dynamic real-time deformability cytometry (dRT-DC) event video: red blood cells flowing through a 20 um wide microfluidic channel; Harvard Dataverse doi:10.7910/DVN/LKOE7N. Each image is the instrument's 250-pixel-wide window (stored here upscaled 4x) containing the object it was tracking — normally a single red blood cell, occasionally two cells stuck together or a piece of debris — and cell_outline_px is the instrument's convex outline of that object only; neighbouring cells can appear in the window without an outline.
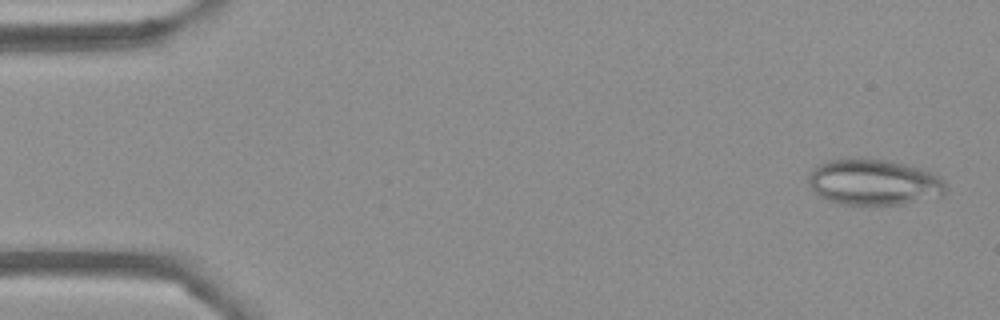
{"species": "Egyptian fruit bat (a non-hibernating species)", "species_latin": "Rousettus aegyptiacus", "temperature_condition": "cold", "stored_images_in_passage": 54, "camera_frame_rate_fps": 3000, "um_per_image_px": 0.085, "frame": {"image": 1, "passage_image": 2, "time_ms": 0.333, "image_size_px": [1000, 320], "cell_outline_px": [[948, 188], [944, 196], [900, 204], [840, 204], [816, 196], [808, 180], [808, 176], [816, 164], [828, 160], [860, 156], [864, 156], [888, 160], [924, 168], [940, 176], [944, 180]], "centroid_in_image_um": [74.29, 15.45], "position_along_channel_um": 10.7, "area_um2": 37.8}}
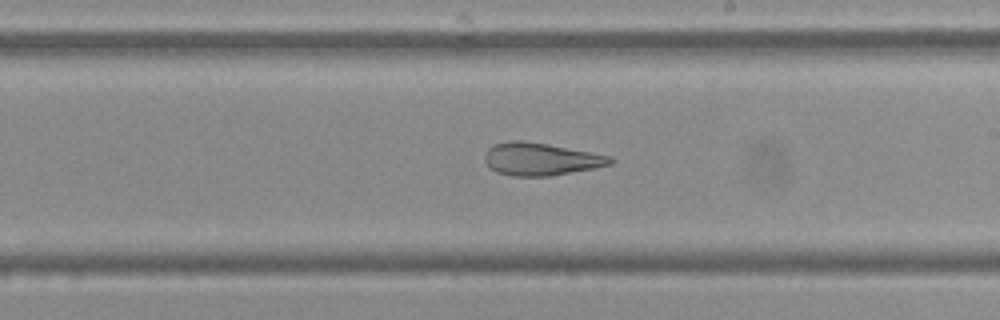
{"frame": {"image": 2, "passage_image": 31, "time_ms": 10.0, "image_size_px": [1000, 320], "cell_outline_px": [[616, 160], [612, 164], [592, 168], [548, 176], [512, 176], [496, 172], [484, 160], [484, 152], [488, 148], [496, 144], [512, 140], [520, 140], [548, 144], [612, 156]], "centroid_in_image_um": [45.96, 13.52], "position_along_channel_um": 243.0, "area_um2": 23.7}}
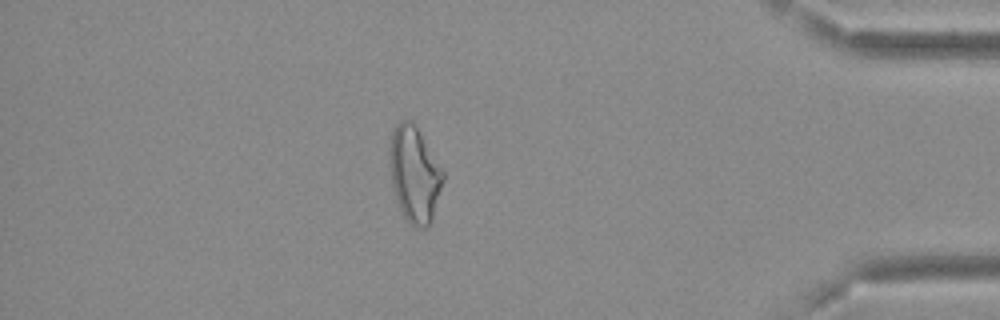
{"frame": {"image": 3, "passage_image": 47, "time_ms": 15.333, "image_size_px": [1000, 320], "cell_outline_px": [[444, 180], [432, 220], [424, 228], [416, 228], [408, 224], [400, 212], [392, 188], [388, 164], [388, 152], [392, 132], [396, 124], [400, 120], [412, 120], [444, 172]], "centroid_in_image_um": [35.19, 14.85], "position_along_channel_um": 400.0, "area_um2": 30.29}, "authors_computed_cell_mechanics": {"area_um2": 29.5358, "velocity_mm_per_s": 3.6702, "shape_relaxation_time_tau1_ms": null, "shape_relaxation_time_tau2_ms": 2.0456, "deformation_change_tau1": null, "deformation_change_tau2": 0.1121}}